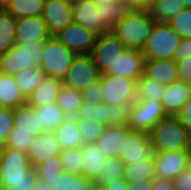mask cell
Masks as SVG:
<instances>
[{
	"instance_id": "obj_1",
	"label": "cell",
	"mask_w": 191,
	"mask_h": 190,
	"mask_svg": "<svg viewBox=\"0 0 191 190\" xmlns=\"http://www.w3.org/2000/svg\"><path fill=\"white\" fill-rule=\"evenodd\" d=\"M0 172L6 190H32L38 178L27 153L9 147L0 153Z\"/></svg>"
},
{
	"instance_id": "obj_2",
	"label": "cell",
	"mask_w": 191,
	"mask_h": 190,
	"mask_svg": "<svg viewBox=\"0 0 191 190\" xmlns=\"http://www.w3.org/2000/svg\"><path fill=\"white\" fill-rule=\"evenodd\" d=\"M154 24L149 11L129 10L110 32L128 49L143 50Z\"/></svg>"
},
{
	"instance_id": "obj_3",
	"label": "cell",
	"mask_w": 191,
	"mask_h": 190,
	"mask_svg": "<svg viewBox=\"0 0 191 190\" xmlns=\"http://www.w3.org/2000/svg\"><path fill=\"white\" fill-rule=\"evenodd\" d=\"M149 134L154 152L191 149V134L176 116L163 118Z\"/></svg>"
},
{
	"instance_id": "obj_4",
	"label": "cell",
	"mask_w": 191,
	"mask_h": 190,
	"mask_svg": "<svg viewBox=\"0 0 191 190\" xmlns=\"http://www.w3.org/2000/svg\"><path fill=\"white\" fill-rule=\"evenodd\" d=\"M44 43L16 42L7 53L1 55L0 72L14 76L31 67H40Z\"/></svg>"
},
{
	"instance_id": "obj_5",
	"label": "cell",
	"mask_w": 191,
	"mask_h": 190,
	"mask_svg": "<svg viewBox=\"0 0 191 190\" xmlns=\"http://www.w3.org/2000/svg\"><path fill=\"white\" fill-rule=\"evenodd\" d=\"M76 55L55 36H51L44 42L40 68L46 74V77L57 78L63 81Z\"/></svg>"
},
{
	"instance_id": "obj_6",
	"label": "cell",
	"mask_w": 191,
	"mask_h": 190,
	"mask_svg": "<svg viewBox=\"0 0 191 190\" xmlns=\"http://www.w3.org/2000/svg\"><path fill=\"white\" fill-rule=\"evenodd\" d=\"M181 39L169 23L155 22L142 53L145 59L173 60Z\"/></svg>"
},
{
	"instance_id": "obj_7",
	"label": "cell",
	"mask_w": 191,
	"mask_h": 190,
	"mask_svg": "<svg viewBox=\"0 0 191 190\" xmlns=\"http://www.w3.org/2000/svg\"><path fill=\"white\" fill-rule=\"evenodd\" d=\"M167 116L169 115L162 103L148 99H137L131 105L128 127L132 131L150 133Z\"/></svg>"
},
{
	"instance_id": "obj_8",
	"label": "cell",
	"mask_w": 191,
	"mask_h": 190,
	"mask_svg": "<svg viewBox=\"0 0 191 190\" xmlns=\"http://www.w3.org/2000/svg\"><path fill=\"white\" fill-rule=\"evenodd\" d=\"M128 48L110 31L97 37L96 43L90 53L93 62L101 74L114 70L120 56Z\"/></svg>"
},
{
	"instance_id": "obj_9",
	"label": "cell",
	"mask_w": 191,
	"mask_h": 190,
	"mask_svg": "<svg viewBox=\"0 0 191 190\" xmlns=\"http://www.w3.org/2000/svg\"><path fill=\"white\" fill-rule=\"evenodd\" d=\"M103 102L113 104H133L137 100V81L125 77L101 74Z\"/></svg>"
},
{
	"instance_id": "obj_10",
	"label": "cell",
	"mask_w": 191,
	"mask_h": 190,
	"mask_svg": "<svg viewBox=\"0 0 191 190\" xmlns=\"http://www.w3.org/2000/svg\"><path fill=\"white\" fill-rule=\"evenodd\" d=\"M101 73L90 54H78L63 79V86L82 92L100 79Z\"/></svg>"
},
{
	"instance_id": "obj_11",
	"label": "cell",
	"mask_w": 191,
	"mask_h": 190,
	"mask_svg": "<svg viewBox=\"0 0 191 190\" xmlns=\"http://www.w3.org/2000/svg\"><path fill=\"white\" fill-rule=\"evenodd\" d=\"M156 179L173 180L186 170L191 162V149L154 152Z\"/></svg>"
},
{
	"instance_id": "obj_12",
	"label": "cell",
	"mask_w": 191,
	"mask_h": 190,
	"mask_svg": "<svg viewBox=\"0 0 191 190\" xmlns=\"http://www.w3.org/2000/svg\"><path fill=\"white\" fill-rule=\"evenodd\" d=\"M54 36L77 55L90 54L98 37L95 33L74 22L67 25Z\"/></svg>"
},
{
	"instance_id": "obj_13",
	"label": "cell",
	"mask_w": 191,
	"mask_h": 190,
	"mask_svg": "<svg viewBox=\"0 0 191 190\" xmlns=\"http://www.w3.org/2000/svg\"><path fill=\"white\" fill-rule=\"evenodd\" d=\"M154 155L151 146L150 134L146 132L132 131L124 145L120 149L119 159L124 164H131L138 160H147Z\"/></svg>"
},
{
	"instance_id": "obj_14",
	"label": "cell",
	"mask_w": 191,
	"mask_h": 190,
	"mask_svg": "<svg viewBox=\"0 0 191 190\" xmlns=\"http://www.w3.org/2000/svg\"><path fill=\"white\" fill-rule=\"evenodd\" d=\"M41 17L54 36L73 22L71 0H46Z\"/></svg>"
},
{
	"instance_id": "obj_15",
	"label": "cell",
	"mask_w": 191,
	"mask_h": 190,
	"mask_svg": "<svg viewBox=\"0 0 191 190\" xmlns=\"http://www.w3.org/2000/svg\"><path fill=\"white\" fill-rule=\"evenodd\" d=\"M73 22L97 36L110 31L100 20L97 5L90 0H71Z\"/></svg>"
},
{
	"instance_id": "obj_16",
	"label": "cell",
	"mask_w": 191,
	"mask_h": 190,
	"mask_svg": "<svg viewBox=\"0 0 191 190\" xmlns=\"http://www.w3.org/2000/svg\"><path fill=\"white\" fill-rule=\"evenodd\" d=\"M16 42L44 43L52 35L41 16L16 19Z\"/></svg>"
},
{
	"instance_id": "obj_17",
	"label": "cell",
	"mask_w": 191,
	"mask_h": 190,
	"mask_svg": "<svg viewBox=\"0 0 191 190\" xmlns=\"http://www.w3.org/2000/svg\"><path fill=\"white\" fill-rule=\"evenodd\" d=\"M61 151L62 149L55 134L53 132L46 131L35 137L27 155L32 167L34 168L42 162L59 156Z\"/></svg>"
},
{
	"instance_id": "obj_18",
	"label": "cell",
	"mask_w": 191,
	"mask_h": 190,
	"mask_svg": "<svg viewBox=\"0 0 191 190\" xmlns=\"http://www.w3.org/2000/svg\"><path fill=\"white\" fill-rule=\"evenodd\" d=\"M145 56L142 50L127 49L115 65L114 70L106 74L138 80L144 74Z\"/></svg>"
},
{
	"instance_id": "obj_19",
	"label": "cell",
	"mask_w": 191,
	"mask_h": 190,
	"mask_svg": "<svg viewBox=\"0 0 191 190\" xmlns=\"http://www.w3.org/2000/svg\"><path fill=\"white\" fill-rule=\"evenodd\" d=\"M131 132L128 126H107L95 143L106 158H118L124 140Z\"/></svg>"
},
{
	"instance_id": "obj_20",
	"label": "cell",
	"mask_w": 191,
	"mask_h": 190,
	"mask_svg": "<svg viewBox=\"0 0 191 190\" xmlns=\"http://www.w3.org/2000/svg\"><path fill=\"white\" fill-rule=\"evenodd\" d=\"M144 74L165 86L179 81L177 64L171 59H146Z\"/></svg>"
},
{
	"instance_id": "obj_21",
	"label": "cell",
	"mask_w": 191,
	"mask_h": 190,
	"mask_svg": "<svg viewBox=\"0 0 191 190\" xmlns=\"http://www.w3.org/2000/svg\"><path fill=\"white\" fill-rule=\"evenodd\" d=\"M62 87V80L45 77L43 82L27 97L26 104L31 107H39L56 103Z\"/></svg>"
},
{
	"instance_id": "obj_22",
	"label": "cell",
	"mask_w": 191,
	"mask_h": 190,
	"mask_svg": "<svg viewBox=\"0 0 191 190\" xmlns=\"http://www.w3.org/2000/svg\"><path fill=\"white\" fill-rule=\"evenodd\" d=\"M189 99H191V85L177 81L166 86L162 104L168 115L175 116Z\"/></svg>"
},
{
	"instance_id": "obj_23",
	"label": "cell",
	"mask_w": 191,
	"mask_h": 190,
	"mask_svg": "<svg viewBox=\"0 0 191 190\" xmlns=\"http://www.w3.org/2000/svg\"><path fill=\"white\" fill-rule=\"evenodd\" d=\"M14 126L18 130L30 132L34 136L45 132L43 124L40 120V112H37L34 107L27 104L18 106L13 109Z\"/></svg>"
},
{
	"instance_id": "obj_24",
	"label": "cell",
	"mask_w": 191,
	"mask_h": 190,
	"mask_svg": "<svg viewBox=\"0 0 191 190\" xmlns=\"http://www.w3.org/2000/svg\"><path fill=\"white\" fill-rule=\"evenodd\" d=\"M48 181L53 190H96L98 187L92 178L60 170L54 179H41Z\"/></svg>"
},
{
	"instance_id": "obj_25",
	"label": "cell",
	"mask_w": 191,
	"mask_h": 190,
	"mask_svg": "<svg viewBox=\"0 0 191 190\" xmlns=\"http://www.w3.org/2000/svg\"><path fill=\"white\" fill-rule=\"evenodd\" d=\"M53 133L62 150L82 148L85 145L82 135L77 128L75 118L67 117Z\"/></svg>"
},
{
	"instance_id": "obj_26",
	"label": "cell",
	"mask_w": 191,
	"mask_h": 190,
	"mask_svg": "<svg viewBox=\"0 0 191 190\" xmlns=\"http://www.w3.org/2000/svg\"><path fill=\"white\" fill-rule=\"evenodd\" d=\"M81 175L95 179L103 169L106 157L96 143L85 144L82 147Z\"/></svg>"
},
{
	"instance_id": "obj_27",
	"label": "cell",
	"mask_w": 191,
	"mask_h": 190,
	"mask_svg": "<svg viewBox=\"0 0 191 190\" xmlns=\"http://www.w3.org/2000/svg\"><path fill=\"white\" fill-rule=\"evenodd\" d=\"M26 104V98L15 83L14 76L0 72V106L16 108Z\"/></svg>"
},
{
	"instance_id": "obj_28",
	"label": "cell",
	"mask_w": 191,
	"mask_h": 190,
	"mask_svg": "<svg viewBox=\"0 0 191 190\" xmlns=\"http://www.w3.org/2000/svg\"><path fill=\"white\" fill-rule=\"evenodd\" d=\"M123 178L128 183L142 180H155V160L154 155L147 160H138L131 164H124Z\"/></svg>"
},
{
	"instance_id": "obj_29",
	"label": "cell",
	"mask_w": 191,
	"mask_h": 190,
	"mask_svg": "<svg viewBox=\"0 0 191 190\" xmlns=\"http://www.w3.org/2000/svg\"><path fill=\"white\" fill-rule=\"evenodd\" d=\"M184 8L181 0H152L149 12L156 23H169Z\"/></svg>"
},
{
	"instance_id": "obj_30",
	"label": "cell",
	"mask_w": 191,
	"mask_h": 190,
	"mask_svg": "<svg viewBox=\"0 0 191 190\" xmlns=\"http://www.w3.org/2000/svg\"><path fill=\"white\" fill-rule=\"evenodd\" d=\"M16 18L6 10L0 9V55L7 53L16 45Z\"/></svg>"
},
{
	"instance_id": "obj_31",
	"label": "cell",
	"mask_w": 191,
	"mask_h": 190,
	"mask_svg": "<svg viewBox=\"0 0 191 190\" xmlns=\"http://www.w3.org/2000/svg\"><path fill=\"white\" fill-rule=\"evenodd\" d=\"M45 77L46 74L43 70L35 66L14 75L15 83L26 99L43 82Z\"/></svg>"
},
{
	"instance_id": "obj_32",
	"label": "cell",
	"mask_w": 191,
	"mask_h": 190,
	"mask_svg": "<svg viewBox=\"0 0 191 190\" xmlns=\"http://www.w3.org/2000/svg\"><path fill=\"white\" fill-rule=\"evenodd\" d=\"M45 1L42 0H13L5 9L14 18H29L41 16Z\"/></svg>"
},
{
	"instance_id": "obj_33",
	"label": "cell",
	"mask_w": 191,
	"mask_h": 190,
	"mask_svg": "<svg viewBox=\"0 0 191 190\" xmlns=\"http://www.w3.org/2000/svg\"><path fill=\"white\" fill-rule=\"evenodd\" d=\"M97 8L100 13V20L109 30L129 11L121 0L99 4L97 5Z\"/></svg>"
},
{
	"instance_id": "obj_34",
	"label": "cell",
	"mask_w": 191,
	"mask_h": 190,
	"mask_svg": "<svg viewBox=\"0 0 191 190\" xmlns=\"http://www.w3.org/2000/svg\"><path fill=\"white\" fill-rule=\"evenodd\" d=\"M83 102L81 92L63 86L57 97L56 104L63 110L67 117L74 118Z\"/></svg>"
},
{
	"instance_id": "obj_35",
	"label": "cell",
	"mask_w": 191,
	"mask_h": 190,
	"mask_svg": "<svg viewBox=\"0 0 191 190\" xmlns=\"http://www.w3.org/2000/svg\"><path fill=\"white\" fill-rule=\"evenodd\" d=\"M137 99H148L162 103L166 86L143 74L137 80Z\"/></svg>"
},
{
	"instance_id": "obj_36",
	"label": "cell",
	"mask_w": 191,
	"mask_h": 190,
	"mask_svg": "<svg viewBox=\"0 0 191 190\" xmlns=\"http://www.w3.org/2000/svg\"><path fill=\"white\" fill-rule=\"evenodd\" d=\"M34 108L37 112H40V120L41 124L44 126L45 132H53L67 119V116L64 114L63 110L56 103Z\"/></svg>"
},
{
	"instance_id": "obj_37",
	"label": "cell",
	"mask_w": 191,
	"mask_h": 190,
	"mask_svg": "<svg viewBox=\"0 0 191 190\" xmlns=\"http://www.w3.org/2000/svg\"><path fill=\"white\" fill-rule=\"evenodd\" d=\"M109 105L83 102L75 115V119L93 120L108 126Z\"/></svg>"
},
{
	"instance_id": "obj_38",
	"label": "cell",
	"mask_w": 191,
	"mask_h": 190,
	"mask_svg": "<svg viewBox=\"0 0 191 190\" xmlns=\"http://www.w3.org/2000/svg\"><path fill=\"white\" fill-rule=\"evenodd\" d=\"M124 163L119 158H107L103 169L94 179L99 189L118 179L123 178Z\"/></svg>"
},
{
	"instance_id": "obj_39",
	"label": "cell",
	"mask_w": 191,
	"mask_h": 190,
	"mask_svg": "<svg viewBox=\"0 0 191 190\" xmlns=\"http://www.w3.org/2000/svg\"><path fill=\"white\" fill-rule=\"evenodd\" d=\"M36 136L24 130H18V127H13L10 131L5 147L18 149L21 152L28 153Z\"/></svg>"
},
{
	"instance_id": "obj_40",
	"label": "cell",
	"mask_w": 191,
	"mask_h": 190,
	"mask_svg": "<svg viewBox=\"0 0 191 190\" xmlns=\"http://www.w3.org/2000/svg\"><path fill=\"white\" fill-rule=\"evenodd\" d=\"M85 144L95 143L103 134L107 125L93 120L75 119Z\"/></svg>"
},
{
	"instance_id": "obj_41",
	"label": "cell",
	"mask_w": 191,
	"mask_h": 190,
	"mask_svg": "<svg viewBox=\"0 0 191 190\" xmlns=\"http://www.w3.org/2000/svg\"><path fill=\"white\" fill-rule=\"evenodd\" d=\"M59 157L65 172L81 175L82 148L62 150Z\"/></svg>"
},
{
	"instance_id": "obj_42",
	"label": "cell",
	"mask_w": 191,
	"mask_h": 190,
	"mask_svg": "<svg viewBox=\"0 0 191 190\" xmlns=\"http://www.w3.org/2000/svg\"><path fill=\"white\" fill-rule=\"evenodd\" d=\"M169 24L182 39L191 38V8L181 10Z\"/></svg>"
},
{
	"instance_id": "obj_43",
	"label": "cell",
	"mask_w": 191,
	"mask_h": 190,
	"mask_svg": "<svg viewBox=\"0 0 191 190\" xmlns=\"http://www.w3.org/2000/svg\"><path fill=\"white\" fill-rule=\"evenodd\" d=\"M132 104L109 105L108 126H128Z\"/></svg>"
},
{
	"instance_id": "obj_44",
	"label": "cell",
	"mask_w": 191,
	"mask_h": 190,
	"mask_svg": "<svg viewBox=\"0 0 191 190\" xmlns=\"http://www.w3.org/2000/svg\"><path fill=\"white\" fill-rule=\"evenodd\" d=\"M39 179H54L58 176L60 170H63V164L59 156L49 159L34 167Z\"/></svg>"
},
{
	"instance_id": "obj_45",
	"label": "cell",
	"mask_w": 191,
	"mask_h": 190,
	"mask_svg": "<svg viewBox=\"0 0 191 190\" xmlns=\"http://www.w3.org/2000/svg\"><path fill=\"white\" fill-rule=\"evenodd\" d=\"M14 127L13 108L0 106V139L5 142Z\"/></svg>"
},
{
	"instance_id": "obj_46",
	"label": "cell",
	"mask_w": 191,
	"mask_h": 190,
	"mask_svg": "<svg viewBox=\"0 0 191 190\" xmlns=\"http://www.w3.org/2000/svg\"><path fill=\"white\" fill-rule=\"evenodd\" d=\"M84 102L89 103H102V91H101V80L97 81L96 83L90 85L82 92Z\"/></svg>"
},
{
	"instance_id": "obj_47",
	"label": "cell",
	"mask_w": 191,
	"mask_h": 190,
	"mask_svg": "<svg viewBox=\"0 0 191 190\" xmlns=\"http://www.w3.org/2000/svg\"><path fill=\"white\" fill-rule=\"evenodd\" d=\"M179 81L191 85V57L176 62Z\"/></svg>"
},
{
	"instance_id": "obj_48",
	"label": "cell",
	"mask_w": 191,
	"mask_h": 190,
	"mask_svg": "<svg viewBox=\"0 0 191 190\" xmlns=\"http://www.w3.org/2000/svg\"><path fill=\"white\" fill-rule=\"evenodd\" d=\"M175 190H191V162L186 170L173 179Z\"/></svg>"
},
{
	"instance_id": "obj_49",
	"label": "cell",
	"mask_w": 191,
	"mask_h": 190,
	"mask_svg": "<svg viewBox=\"0 0 191 190\" xmlns=\"http://www.w3.org/2000/svg\"><path fill=\"white\" fill-rule=\"evenodd\" d=\"M181 124L191 134V99H189L180 111L175 115Z\"/></svg>"
},
{
	"instance_id": "obj_50",
	"label": "cell",
	"mask_w": 191,
	"mask_h": 190,
	"mask_svg": "<svg viewBox=\"0 0 191 190\" xmlns=\"http://www.w3.org/2000/svg\"><path fill=\"white\" fill-rule=\"evenodd\" d=\"M191 57V38L181 39L179 47L174 53L175 62Z\"/></svg>"
},
{
	"instance_id": "obj_51",
	"label": "cell",
	"mask_w": 191,
	"mask_h": 190,
	"mask_svg": "<svg viewBox=\"0 0 191 190\" xmlns=\"http://www.w3.org/2000/svg\"><path fill=\"white\" fill-rule=\"evenodd\" d=\"M129 10L149 11L152 0H121Z\"/></svg>"
},
{
	"instance_id": "obj_52",
	"label": "cell",
	"mask_w": 191,
	"mask_h": 190,
	"mask_svg": "<svg viewBox=\"0 0 191 190\" xmlns=\"http://www.w3.org/2000/svg\"><path fill=\"white\" fill-rule=\"evenodd\" d=\"M151 190H175L173 180L155 179Z\"/></svg>"
},
{
	"instance_id": "obj_53",
	"label": "cell",
	"mask_w": 191,
	"mask_h": 190,
	"mask_svg": "<svg viewBox=\"0 0 191 190\" xmlns=\"http://www.w3.org/2000/svg\"><path fill=\"white\" fill-rule=\"evenodd\" d=\"M153 186V180H142L128 183V190H151Z\"/></svg>"
},
{
	"instance_id": "obj_54",
	"label": "cell",
	"mask_w": 191,
	"mask_h": 190,
	"mask_svg": "<svg viewBox=\"0 0 191 190\" xmlns=\"http://www.w3.org/2000/svg\"><path fill=\"white\" fill-rule=\"evenodd\" d=\"M101 190H128V182L122 178L103 186Z\"/></svg>"
},
{
	"instance_id": "obj_55",
	"label": "cell",
	"mask_w": 191,
	"mask_h": 190,
	"mask_svg": "<svg viewBox=\"0 0 191 190\" xmlns=\"http://www.w3.org/2000/svg\"><path fill=\"white\" fill-rule=\"evenodd\" d=\"M32 190H53V189L51 184L48 181H43L37 178Z\"/></svg>"
},
{
	"instance_id": "obj_56",
	"label": "cell",
	"mask_w": 191,
	"mask_h": 190,
	"mask_svg": "<svg viewBox=\"0 0 191 190\" xmlns=\"http://www.w3.org/2000/svg\"><path fill=\"white\" fill-rule=\"evenodd\" d=\"M13 0H0V9H6Z\"/></svg>"
},
{
	"instance_id": "obj_57",
	"label": "cell",
	"mask_w": 191,
	"mask_h": 190,
	"mask_svg": "<svg viewBox=\"0 0 191 190\" xmlns=\"http://www.w3.org/2000/svg\"><path fill=\"white\" fill-rule=\"evenodd\" d=\"M91 2H93L94 4L96 5H99V4H103V3H109V2H112V1H118V0H90Z\"/></svg>"
},
{
	"instance_id": "obj_58",
	"label": "cell",
	"mask_w": 191,
	"mask_h": 190,
	"mask_svg": "<svg viewBox=\"0 0 191 190\" xmlns=\"http://www.w3.org/2000/svg\"><path fill=\"white\" fill-rule=\"evenodd\" d=\"M181 1L185 8L187 7L191 8V0H181Z\"/></svg>"
},
{
	"instance_id": "obj_59",
	"label": "cell",
	"mask_w": 191,
	"mask_h": 190,
	"mask_svg": "<svg viewBox=\"0 0 191 190\" xmlns=\"http://www.w3.org/2000/svg\"><path fill=\"white\" fill-rule=\"evenodd\" d=\"M0 190H6L5 187H4V181L1 177V172H0Z\"/></svg>"
},
{
	"instance_id": "obj_60",
	"label": "cell",
	"mask_w": 191,
	"mask_h": 190,
	"mask_svg": "<svg viewBox=\"0 0 191 190\" xmlns=\"http://www.w3.org/2000/svg\"><path fill=\"white\" fill-rule=\"evenodd\" d=\"M5 147V142H3L1 139H0V153L2 152V150L4 149Z\"/></svg>"
}]
</instances>
